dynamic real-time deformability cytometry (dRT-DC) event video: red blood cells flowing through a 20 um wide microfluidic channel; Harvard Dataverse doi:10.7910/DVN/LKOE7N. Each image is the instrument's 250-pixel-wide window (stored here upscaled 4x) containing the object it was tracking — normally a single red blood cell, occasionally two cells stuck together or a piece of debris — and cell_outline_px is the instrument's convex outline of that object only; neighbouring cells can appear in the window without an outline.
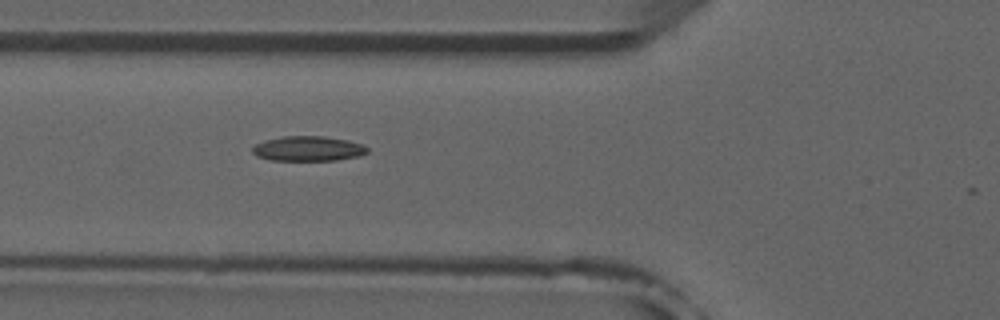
{"species": "common noctule bat (a hibernating species)", "species_latin": "Nyctalus noctula", "temperature_condition": "room temperature", "stored_images_in_passage": 2, "camera_frame_rate_fps": 3000, "um_per_image_px": 0.085, "animal": {"sex": "male", "forearm_length_mm": 52.5}, "frame": {"image": 1, "passage_image": 2, "time_ms": 1.0, "image_size_px": [1000, 320], "cell_outline_px": [[368, 152], [360, 156], [336, 160], [268, 160], [256, 156], [252, 152], [252, 148], [256, 144], [280, 136], [324, 136], [348, 140], [360, 144], [368, 148]], "centroid_in_image_um": [26.19, 12.63], "position_along_channel_um": 99.6, "area_um2": 16.65}}